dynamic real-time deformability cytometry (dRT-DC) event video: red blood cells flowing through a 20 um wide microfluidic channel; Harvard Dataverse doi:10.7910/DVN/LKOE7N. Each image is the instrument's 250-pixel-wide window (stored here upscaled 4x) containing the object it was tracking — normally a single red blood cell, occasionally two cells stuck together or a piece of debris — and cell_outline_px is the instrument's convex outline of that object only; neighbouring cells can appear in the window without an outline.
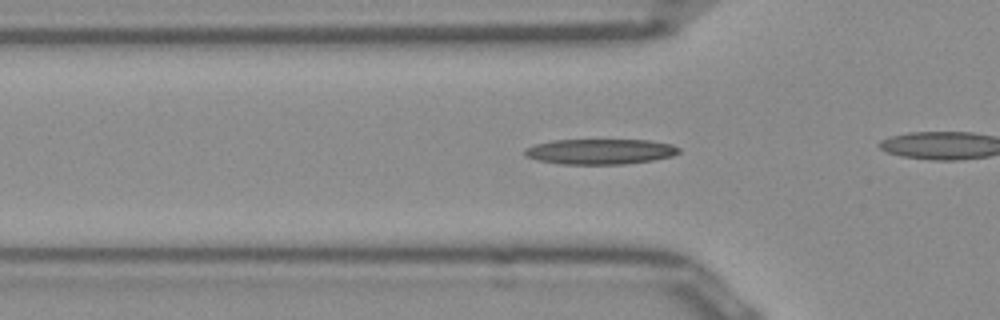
{"species": "Egyptian fruit bat (a non-hibernating species)", "species_latin": "Rousettus aegyptiacus", "temperature_condition": "room temperature", "stored_images_in_passage": 30, "camera_frame_rate_fps": 3000, "um_per_image_px": 0.085, "frame": {"image": 1, "passage_image": 7, "time_ms": 2.0, "image_size_px": [1000, 320], "cell_outline_px": [[680, 152], [672, 156], [652, 160], [624, 164], [560, 164], [540, 160], [524, 156], [524, 148], [536, 144], [552, 140], [648, 140], [672, 144], [680, 148]], "centroid_in_image_um": [51.01, 12.88], "position_along_channel_um": 74.8, "area_um2": 22.77}}
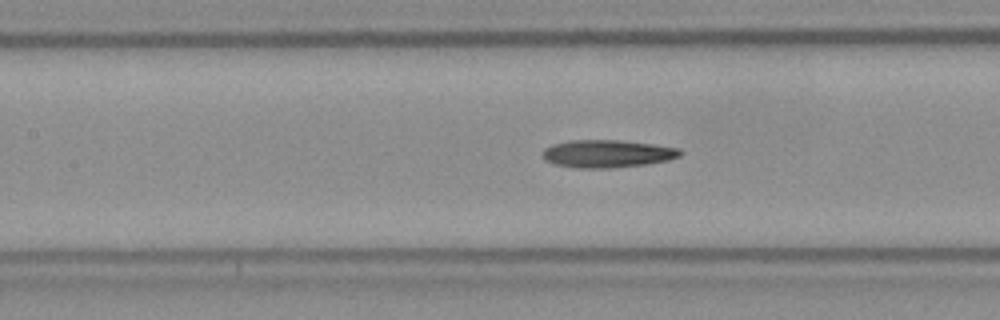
{"frame": {"image": 2, "passage_image": 13, "time_ms": 4.0, "image_size_px": [1000, 320], "cell_outline_px": [[684, 152], [680, 156], [668, 160], [644, 164], [608, 168], [576, 168], [556, 164], [544, 160], [544, 148], [552, 144], [568, 140], [620, 140], [652, 144], [680, 148]], "centroid_in_image_um": [51.63, 13.05], "position_along_channel_um": 155.8, "area_um2": 22.14}}
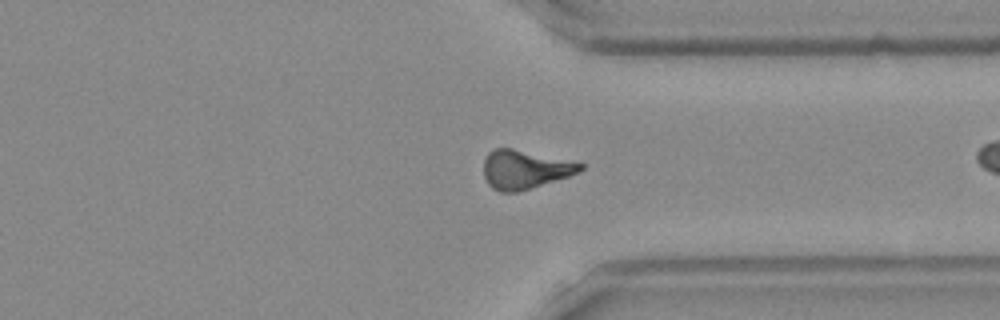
{"frame": {"image": 3, "passage_image": 29, "time_ms": 9.333, "image_size_px": [1000, 320], "cell_outline_px": [[584, 168], [580, 172], [568, 176], [516, 192], [500, 192], [492, 188], [488, 184], [484, 176], [484, 160], [488, 152], [492, 148], [512, 148], [584, 164]], "centroid_in_image_um": [44.56, 14.4], "position_along_channel_um": 366.8, "area_um2": 21.5}}